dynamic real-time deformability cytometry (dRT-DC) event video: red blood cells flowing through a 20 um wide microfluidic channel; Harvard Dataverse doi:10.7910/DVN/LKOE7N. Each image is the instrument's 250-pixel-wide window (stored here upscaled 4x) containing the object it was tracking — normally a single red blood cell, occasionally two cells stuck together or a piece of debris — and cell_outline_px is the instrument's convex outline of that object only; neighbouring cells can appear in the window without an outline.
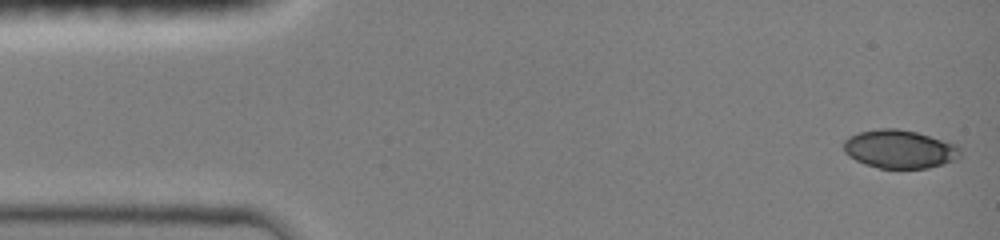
{"species": "common noctule bat (a hibernating species)", "species_latin": "Nyctalus noctula", "temperature_condition": "room temperature", "stored_images_in_passage": 46, "camera_frame_rate_fps": 3000, "um_per_image_px": 0.085, "animal": {"sex": "female", "body_mass_g": 19.0, "forearm_length_mm": 51.5}, "frame": {"image": 1, "passage_image": 1, "time_ms": 0.0, "image_size_px": [1000, 240], "cell_outline_px": [[960, 156], [956, 160], [944, 164], [928, 168], [880, 168], [864, 164], [848, 156], [844, 152], [844, 140], [848, 136], [860, 132], [880, 128], [896, 128], [916, 132], [956, 144], [960, 148]], "centroid_in_image_um": [76.46, 12.68], "position_along_channel_um": 8.5, "area_um2": 26.13}}
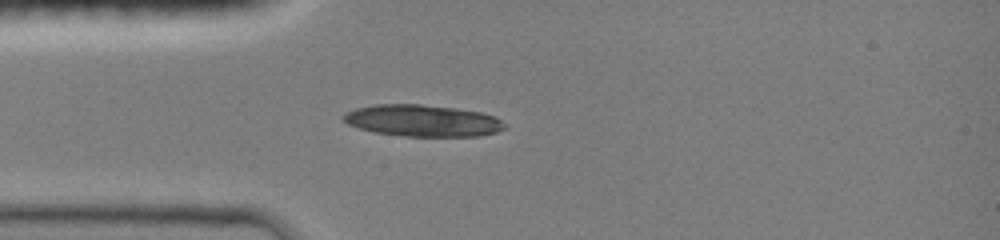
{"frame": {"image": 2, "passage_image": 12, "time_ms": 3.667, "image_size_px": [1000, 240], "cell_outline_px": [[508, 128], [496, 132], [480, 136], [408, 136], [372, 132], [348, 124], [340, 116], [344, 112], [356, 108], [376, 104], [420, 104], [456, 108], [480, 112], [496, 116]], "centroid_in_image_um": [35.91, 10.25], "position_along_channel_um": 49.1, "area_um2": 29.88}}
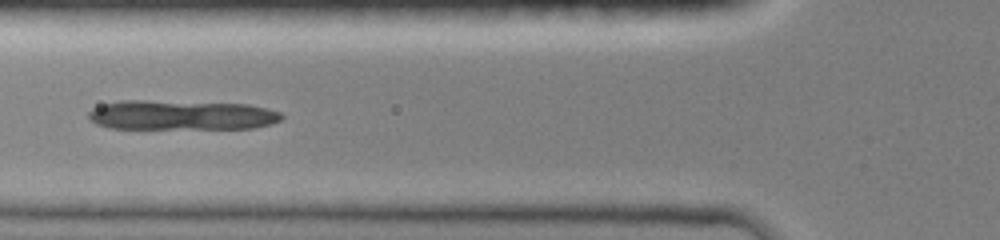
{"frame": {"image": 3, "passage_image": 17, "time_ms": 5.333, "image_size_px": [1000, 240], "cell_outline_px": [[284, 116], [280, 120], [272, 124], [252, 128], [108, 128], [96, 124], [88, 120], [88, 112], [92, 108], [104, 104], [120, 100], [144, 100], [248, 104], [268, 108], [280, 112]], "centroid_in_image_um": [15.4, 9.78], "position_along_channel_um": 110.4, "area_um2": 33.52}}